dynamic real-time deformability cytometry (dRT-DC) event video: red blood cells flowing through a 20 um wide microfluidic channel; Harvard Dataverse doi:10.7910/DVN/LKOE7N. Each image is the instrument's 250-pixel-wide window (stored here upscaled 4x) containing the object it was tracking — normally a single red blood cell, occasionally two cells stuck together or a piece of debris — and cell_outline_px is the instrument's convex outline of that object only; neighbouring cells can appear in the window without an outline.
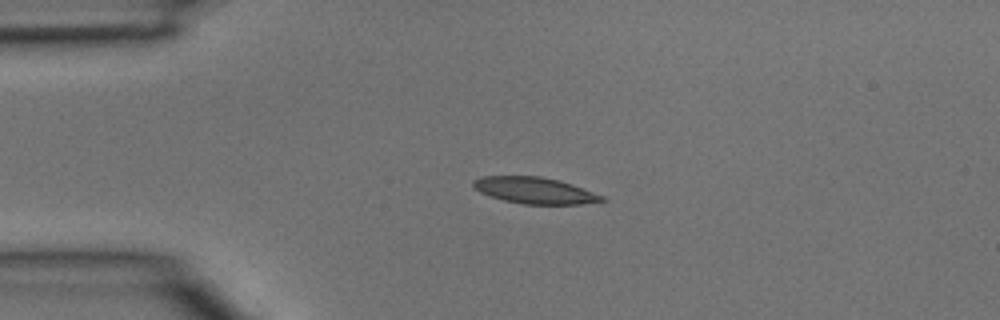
{"species": "common noctule bat (a hibernating species)", "species_latin": "Nyctalus noctula", "temperature_condition": "room temperature", "stored_images_in_passage": 3, "camera_frame_rate_fps": 3000, "um_per_image_px": 0.085, "animal": {"sex": "male", "body_mass_g": 15.6}, "frame": {"image": 1, "passage_image": 2, "time_ms": 0.333, "image_size_px": [1000, 320], "cell_outline_px": [[608, 200], [580, 204], [524, 204], [504, 200], [488, 196], [472, 188], [472, 180], [480, 176], [540, 176], [560, 180], [572, 184], [604, 196]], "centroid_in_image_um": [45.41, 16.18], "position_along_channel_um": 39.6, "area_um2": 19.94}}
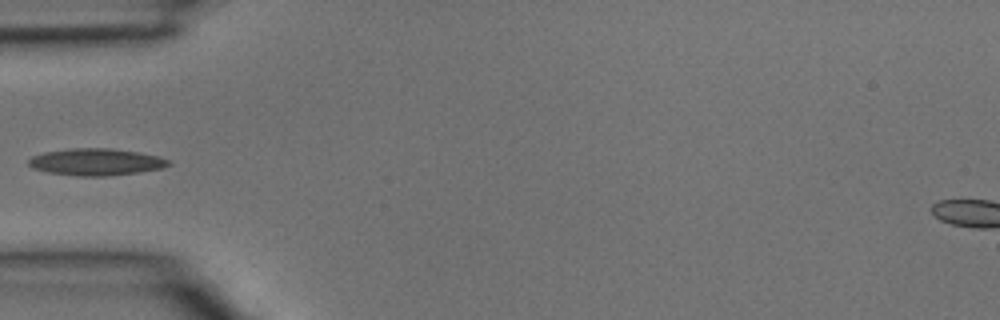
{"frame": {"image": 2, "passage_image": 3, "time_ms": 0.667, "image_size_px": [1000, 320], "cell_outline_px": [[172, 164], [160, 168], [136, 172], [108, 176], [76, 176], [48, 172], [32, 168], [28, 164], [28, 160], [32, 156], [44, 152], [68, 148], [112, 148], [160, 156], [172, 160]], "centroid_in_image_um": [8.16, 13.76], "position_along_channel_um": 76.8, "area_um2": 22.02}}